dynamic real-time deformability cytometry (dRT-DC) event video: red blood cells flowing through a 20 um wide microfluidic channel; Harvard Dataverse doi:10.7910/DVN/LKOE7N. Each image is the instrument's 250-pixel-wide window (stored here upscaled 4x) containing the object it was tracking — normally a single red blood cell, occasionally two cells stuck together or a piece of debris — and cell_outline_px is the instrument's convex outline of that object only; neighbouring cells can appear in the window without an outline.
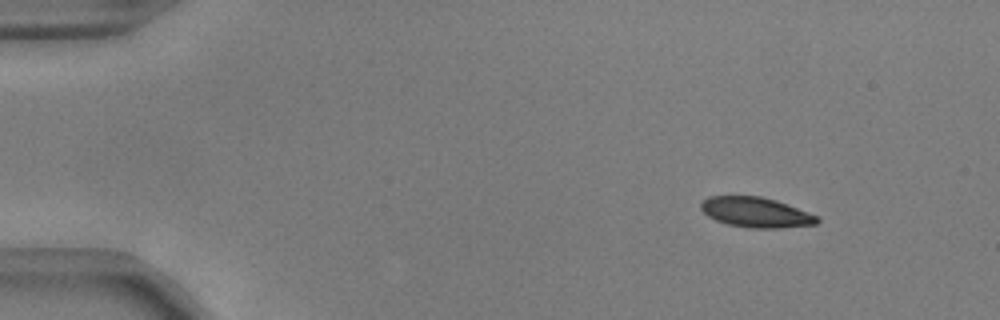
{"species": "common noctule bat (a hibernating species)", "species_latin": "Nyctalus noctula", "temperature_condition": "warm", "stored_images_in_passage": 8, "camera_frame_rate_fps": 3000, "um_per_image_px": 0.085, "animal": {"sex": "male", "body_mass_g": 17.9, "forearm_length_mm": 54.2}, "frame": {"image": 1, "passage_image": 1, "time_ms": 0.0, "image_size_px": [1000, 320], "cell_outline_px": [[820, 220], [816, 224], [780, 228], [748, 228], [728, 224], [716, 220], [708, 216], [700, 208], [700, 204], [708, 196], [760, 196], [776, 200], [788, 204], [820, 216]], "centroid_in_image_um": [64.28, 18.05], "position_along_channel_um": 20.7, "area_um2": 20.52}}